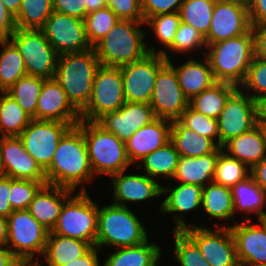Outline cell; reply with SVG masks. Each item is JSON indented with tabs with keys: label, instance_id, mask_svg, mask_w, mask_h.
I'll return each instance as SVG.
<instances>
[{
	"label": "cell",
	"instance_id": "1",
	"mask_svg": "<svg viewBox=\"0 0 266 266\" xmlns=\"http://www.w3.org/2000/svg\"><path fill=\"white\" fill-rule=\"evenodd\" d=\"M47 184L72 189L93 179L82 130L71 127L60 139L51 165L45 170Z\"/></svg>",
	"mask_w": 266,
	"mask_h": 266
},
{
	"label": "cell",
	"instance_id": "2",
	"mask_svg": "<svg viewBox=\"0 0 266 266\" xmlns=\"http://www.w3.org/2000/svg\"><path fill=\"white\" fill-rule=\"evenodd\" d=\"M101 63L94 48L59 55L54 80L66 92L72 106L81 113L92 94L94 77Z\"/></svg>",
	"mask_w": 266,
	"mask_h": 266
},
{
	"label": "cell",
	"instance_id": "3",
	"mask_svg": "<svg viewBox=\"0 0 266 266\" xmlns=\"http://www.w3.org/2000/svg\"><path fill=\"white\" fill-rule=\"evenodd\" d=\"M206 45L210 50L205 57L216 82H227L239 87L255 57L252 30L238 37Z\"/></svg>",
	"mask_w": 266,
	"mask_h": 266
},
{
	"label": "cell",
	"instance_id": "4",
	"mask_svg": "<svg viewBox=\"0 0 266 266\" xmlns=\"http://www.w3.org/2000/svg\"><path fill=\"white\" fill-rule=\"evenodd\" d=\"M145 22L121 20L93 48L103 66L120 67L143 58L147 53H156L147 47L141 30Z\"/></svg>",
	"mask_w": 266,
	"mask_h": 266
},
{
	"label": "cell",
	"instance_id": "5",
	"mask_svg": "<svg viewBox=\"0 0 266 266\" xmlns=\"http://www.w3.org/2000/svg\"><path fill=\"white\" fill-rule=\"evenodd\" d=\"M82 130L93 174L113 175L125 171L130 164L125 142L106 131L96 121L81 120Z\"/></svg>",
	"mask_w": 266,
	"mask_h": 266
},
{
	"label": "cell",
	"instance_id": "6",
	"mask_svg": "<svg viewBox=\"0 0 266 266\" xmlns=\"http://www.w3.org/2000/svg\"><path fill=\"white\" fill-rule=\"evenodd\" d=\"M148 240L147 232L132 210L116 204L99 208L95 246L129 247Z\"/></svg>",
	"mask_w": 266,
	"mask_h": 266
},
{
	"label": "cell",
	"instance_id": "7",
	"mask_svg": "<svg viewBox=\"0 0 266 266\" xmlns=\"http://www.w3.org/2000/svg\"><path fill=\"white\" fill-rule=\"evenodd\" d=\"M84 186V184L81 186L76 196H71L64 203L58 221L51 232L95 246L99 206L91 200Z\"/></svg>",
	"mask_w": 266,
	"mask_h": 266
},
{
	"label": "cell",
	"instance_id": "8",
	"mask_svg": "<svg viewBox=\"0 0 266 266\" xmlns=\"http://www.w3.org/2000/svg\"><path fill=\"white\" fill-rule=\"evenodd\" d=\"M9 38L23 57L27 75L54 79L59 54L42 30L16 28Z\"/></svg>",
	"mask_w": 266,
	"mask_h": 266
},
{
	"label": "cell",
	"instance_id": "9",
	"mask_svg": "<svg viewBox=\"0 0 266 266\" xmlns=\"http://www.w3.org/2000/svg\"><path fill=\"white\" fill-rule=\"evenodd\" d=\"M125 102L120 67L100 65L94 77L91 97L80 118L97 121L104 114L119 110Z\"/></svg>",
	"mask_w": 266,
	"mask_h": 266
},
{
	"label": "cell",
	"instance_id": "10",
	"mask_svg": "<svg viewBox=\"0 0 266 266\" xmlns=\"http://www.w3.org/2000/svg\"><path fill=\"white\" fill-rule=\"evenodd\" d=\"M7 219V245L17 259H36V253H44L50 231L27 209L14 210Z\"/></svg>",
	"mask_w": 266,
	"mask_h": 266
},
{
	"label": "cell",
	"instance_id": "11",
	"mask_svg": "<svg viewBox=\"0 0 266 266\" xmlns=\"http://www.w3.org/2000/svg\"><path fill=\"white\" fill-rule=\"evenodd\" d=\"M168 61L159 69L151 96L150 105L157 118L178 120L189 106V100L182 91L176 72L165 49L157 51Z\"/></svg>",
	"mask_w": 266,
	"mask_h": 266
},
{
	"label": "cell",
	"instance_id": "12",
	"mask_svg": "<svg viewBox=\"0 0 266 266\" xmlns=\"http://www.w3.org/2000/svg\"><path fill=\"white\" fill-rule=\"evenodd\" d=\"M238 87L218 117L219 147L249 131L259 122V103Z\"/></svg>",
	"mask_w": 266,
	"mask_h": 266
},
{
	"label": "cell",
	"instance_id": "13",
	"mask_svg": "<svg viewBox=\"0 0 266 266\" xmlns=\"http://www.w3.org/2000/svg\"><path fill=\"white\" fill-rule=\"evenodd\" d=\"M71 127L61 121L32 119L19 138L26 152L45 171L51 165L60 139Z\"/></svg>",
	"mask_w": 266,
	"mask_h": 266
},
{
	"label": "cell",
	"instance_id": "14",
	"mask_svg": "<svg viewBox=\"0 0 266 266\" xmlns=\"http://www.w3.org/2000/svg\"><path fill=\"white\" fill-rule=\"evenodd\" d=\"M168 60L160 53L120 66L126 102L149 104L157 73Z\"/></svg>",
	"mask_w": 266,
	"mask_h": 266
},
{
	"label": "cell",
	"instance_id": "15",
	"mask_svg": "<svg viewBox=\"0 0 266 266\" xmlns=\"http://www.w3.org/2000/svg\"><path fill=\"white\" fill-rule=\"evenodd\" d=\"M188 226L183 231L198 245L211 266H240L230 227L217 226V231L205 226Z\"/></svg>",
	"mask_w": 266,
	"mask_h": 266
},
{
	"label": "cell",
	"instance_id": "16",
	"mask_svg": "<svg viewBox=\"0 0 266 266\" xmlns=\"http://www.w3.org/2000/svg\"><path fill=\"white\" fill-rule=\"evenodd\" d=\"M41 30L59 55L92 48L87 40L83 19L54 11Z\"/></svg>",
	"mask_w": 266,
	"mask_h": 266
},
{
	"label": "cell",
	"instance_id": "17",
	"mask_svg": "<svg viewBox=\"0 0 266 266\" xmlns=\"http://www.w3.org/2000/svg\"><path fill=\"white\" fill-rule=\"evenodd\" d=\"M0 165L7 177L47 182L45 171L26 152L19 136L0 137Z\"/></svg>",
	"mask_w": 266,
	"mask_h": 266
},
{
	"label": "cell",
	"instance_id": "18",
	"mask_svg": "<svg viewBox=\"0 0 266 266\" xmlns=\"http://www.w3.org/2000/svg\"><path fill=\"white\" fill-rule=\"evenodd\" d=\"M251 29L247 6L216 0L206 44L241 36Z\"/></svg>",
	"mask_w": 266,
	"mask_h": 266
},
{
	"label": "cell",
	"instance_id": "19",
	"mask_svg": "<svg viewBox=\"0 0 266 266\" xmlns=\"http://www.w3.org/2000/svg\"><path fill=\"white\" fill-rule=\"evenodd\" d=\"M155 119L157 117L150 104L125 102L119 110L104 114L96 122L126 142L138 129Z\"/></svg>",
	"mask_w": 266,
	"mask_h": 266
},
{
	"label": "cell",
	"instance_id": "20",
	"mask_svg": "<svg viewBox=\"0 0 266 266\" xmlns=\"http://www.w3.org/2000/svg\"><path fill=\"white\" fill-rule=\"evenodd\" d=\"M36 120H56L69 123L73 127L81 118L61 85L54 79H46L37 102Z\"/></svg>",
	"mask_w": 266,
	"mask_h": 266
},
{
	"label": "cell",
	"instance_id": "21",
	"mask_svg": "<svg viewBox=\"0 0 266 266\" xmlns=\"http://www.w3.org/2000/svg\"><path fill=\"white\" fill-rule=\"evenodd\" d=\"M234 238L238 262L254 266L266 263V231L261 224L250 223V219L229 226ZM249 264V265H248Z\"/></svg>",
	"mask_w": 266,
	"mask_h": 266
},
{
	"label": "cell",
	"instance_id": "22",
	"mask_svg": "<svg viewBox=\"0 0 266 266\" xmlns=\"http://www.w3.org/2000/svg\"><path fill=\"white\" fill-rule=\"evenodd\" d=\"M172 121L157 118L152 123L138 129L126 142V152L130 162L141 160L170 141ZM140 160V161H139Z\"/></svg>",
	"mask_w": 266,
	"mask_h": 266
},
{
	"label": "cell",
	"instance_id": "23",
	"mask_svg": "<svg viewBox=\"0 0 266 266\" xmlns=\"http://www.w3.org/2000/svg\"><path fill=\"white\" fill-rule=\"evenodd\" d=\"M124 171L111 175L114 188L113 204L127 206L126 201H145L162 194V187L155 179L141 174L123 175Z\"/></svg>",
	"mask_w": 266,
	"mask_h": 266
},
{
	"label": "cell",
	"instance_id": "24",
	"mask_svg": "<svg viewBox=\"0 0 266 266\" xmlns=\"http://www.w3.org/2000/svg\"><path fill=\"white\" fill-rule=\"evenodd\" d=\"M72 192L74 190L66 187L46 184L35 195L27 210L36 221L52 231L66 202L65 199L68 200Z\"/></svg>",
	"mask_w": 266,
	"mask_h": 266
},
{
	"label": "cell",
	"instance_id": "25",
	"mask_svg": "<svg viewBox=\"0 0 266 266\" xmlns=\"http://www.w3.org/2000/svg\"><path fill=\"white\" fill-rule=\"evenodd\" d=\"M222 149L229 156L245 163L250 169L266 157L265 128L258 122L249 131L231 138Z\"/></svg>",
	"mask_w": 266,
	"mask_h": 266
},
{
	"label": "cell",
	"instance_id": "26",
	"mask_svg": "<svg viewBox=\"0 0 266 266\" xmlns=\"http://www.w3.org/2000/svg\"><path fill=\"white\" fill-rule=\"evenodd\" d=\"M168 194L160 206L163 213L179 212L180 215L174 217L175 228L173 230L182 231L188 227L182 220L181 213L192 211L202 205L203 187L194 184L180 183L175 188L162 187V195Z\"/></svg>",
	"mask_w": 266,
	"mask_h": 266
},
{
	"label": "cell",
	"instance_id": "27",
	"mask_svg": "<svg viewBox=\"0 0 266 266\" xmlns=\"http://www.w3.org/2000/svg\"><path fill=\"white\" fill-rule=\"evenodd\" d=\"M170 141L180 157L196 158L214 153L219 148L216 141L185 127L179 120L172 121Z\"/></svg>",
	"mask_w": 266,
	"mask_h": 266
},
{
	"label": "cell",
	"instance_id": "28",
	"mask_svg": "<svg viewBox=\"0 0 266 266\" xmlns=\"http://www.w3.org/2000/svg\"><path fill=\"white\" fill-rule=\"evenodd\" d=\"M204 63L190 58L181 66L173 65L179 85L189 101L216 83L207 58Z\"/></svg>",
	"mask_w": 266,
	"mask_h": 266
},
{
	"label": "cell",
	"instance_id": "29",
	"mask_svg": "<svg viewBox=\"0 0 266 266\" xmlns=\"http://www.w3.org/2000/svg\"><path fill=\"white\" fill-rule=\"evenodd\" d=\"M217 159L218 149L196 158L180 157L173 178L183 184L204 187L205 183L213 181Z\"/></svg>",
	"mask_w": 266,
	"mask_h": 266
},
{
	"label": "cell",
	"instance_id": "30",
	"mask_svg": "<svg viewBox=\"0 0 266 266\" xmlns=\"http://www.w3.org/2000/svg\"><path fill=\"white\" fill-rule=\"evenodd\" d=\"M91 247L88 242L50 231L43 255L48 266H62L81 257Z\"/></svg>",
	"mask_w": 266,
	"mask_h": 266
},
{
	"label": "cell",
	"instance_id": "31",
	"mask_svg": "<svg viewBox=\"0 0 266 266\" xmlns=\"http://www.w3.org/2000/svg\"><path fill=\"white\" fill-rule=\"evenodd\" d=\"M148 242L118 248L108 256L103 266H158L161 248L154 242Z\"/></svg>",
	"mask_w": 266,
	"mask_h": 266
},
{
	"label": "cell",
	"instance_id": "32",
	"mask_svg": "<svg viewBox=\"0 0 266 266\" xmlns=\"http://www.w3.org/2000/svg\"><path fill=\"white\" fill-rule=\"evenodd\" d=\"M236 85L227 82H216L210 88L195 95L189 106L198 113L218 119L229 96L237 89Z\"/></svg>",
	"mask_w": 266,
	"mask_h": 266
},
{
	"label": "cell",
	"instance_id": "33",
	"mask_svg": "<svg viewBox=\"0 0 266 266\" xmlns=\"http://www.w3.org/2000/svg\"><path fill=\"white\" fill-rule=\"evenodd\" d=\"M234 203V212L237 210L246 213H255L258 218L264 215L266 206V192L255 182L250 175L231 188ZM264 208V209H263Z\"/></svg>",
	"mask_w": 266,
	"mask_h": 266
},
{
	"label": "cell",
	"instance_id": "34",
	"mask_svg": "<svg viewBox=\"0 0 266 266\" xmlns=\"http://www.w3.org/2000/svg\"><path fill=\"white\" fill-rule=\"evenodd\" d=\"M209 184V185H208ZM203 187L202 207L209 217L230 220L234 217V203L231 188L209 182Z\"/></svg>",
	"mask_w": 266,
	"mask_h": 266
},
{
	"label": "cell",
	"instance_id": "35",
	"mask_svg": "<svg viewBox=\"0 0 266 266\" xmlns=\"http://www.w3.org/2000/svg\"><path fill=\"white\" fill-rule=\"evenodd\" d=\"M0 45L3 48L0 49V91L6 92L27 75V71L23 57L9 39H2Z\"/></svg>",
	"mask_w": 266,
	"mask_h": 266
},
{
	"label": "cell",
	"instance_id": "36",
	"mask_svg": "<svg viewBox=\"0 0 266 266\" xmlns=\"http://www.w3.org/2000/svg\"><path fill=\"white\" fill-rule=\"evenodd\" d=\"M180 155L174 144L169 141L164 146L158 148L145 156L141 161L143 164L138 167H145L146 175L154 179L156 176L173 178L178 165Z\"/></svg>",
	"mask_w": 266,
	"mask_h": 266
},
{
	"label": "cell",
	"instance_id": "37",
	"mask_svg": "<svg viewBox=\"0 0 266 266\" xmlns=\"http://www.w3.org/2000/svg\"><path fill=\"white\" fill-rule=\"evenodd\" d=\"M0 100V135L3 137L19 136L31 122L29 116L18 103L6 92L1 91Z\"/></svg>",
	"mask_w": 266,
	"mask_h": 266
},
{
	"label": "cell",
	"instance_id": "38",
	"mask_svg": "<svg viewBox=\"0 0 266 266\" xmlns=\"http://www.w3.org/2000/svg\"><path fill=\"white\" fill-rule=\"evenodd\" d=\"M45 80L41 77L25 75L6 91L35 120L37 102Z\"/></svg>",
	"mask_w": 266,
	"mask_h": 266
},
{
	"label": "cell",
	"instance_id": "39",
	"mask_svg": "<svg viewBox=\"0 0 266 266\" xmlns=\"http://www.w3.org/2000/svg\"><path fill=\"white\" fill-rule=\"evenodd\" d=\"M53 12V0H22L15 17L16 28L41 30Z\"/></svg>",
	"mask_w": 266,
	"mask_h": 266
},
{
	"label": "cell",
	"instance_id": "40",
	"mask_svg": "<svg viewBox=\"0 0 266 266\" xmlns=\"http://www.w3.org/2000/svg\"><path fill=\"white\" fill-rule=\"evenodd\" d=\"M216 0H184L179 9L181 22L196 29L205 38L208 35Z\"/></svg>",
	"mask_w": 266,
	"mask_h": 266
},
{
	"label": "cell",
	"instance_id": "41",
	"mask_svg": "<svg viewBox=\"0 0 266 266\" xmlns=\"http://www.w3.org/2000/svg\"><path fill=\"white\" fill-rule=\"evenodd\" d=\"M250 170L245 163L229 156L221 147L218 148V159L213 177L215 183L232 188L249 177Z\"/></svg>",
	"mask_w": 266,
	"mask_h": 266
},
{
	"label": "cell",
	"instance_id": "42",
	"mask_svg": "<svg viewBox=\"0 0 266 266\" xmlns=\"http://www.w3.org/2000/svg\"><path fill=\"white\" fill-rule=\"evenodd\" d=\"M119 21L116 14L108 7L89 12L84 18L87 40L94 47Z\"/></svg>",
	"mask_w": 266,
	"mask_h": 266
},
{
	"label": "cell",
	"instance_id": "43",
	"mask_svg": "<svg viewBox=\"0 0 266 266\" xmlns=\"http://www.w3.org/2000/svg\"><path fill=\"white\" fill-rule=\"evenodd\" d=\"M175 235L174 256L181 266H211L204 259L198 245L182 230H173Z\"/></svg>",
	"mask_w": 266,
	"mask_h": 266
},
{
	"label": "cell",
	"instance_id": "44",
	"mask_svg": "<svg viewBox=\"0 0 266 266\" xmlns=\"http://www.w3.org/2000/svg\"><path fill=\"white\" fill-rule=\"evenodd\" d=\"M185 127L192 129L196 133L203 135L213 141L217 137V145L219 146L218 120L207 117L196 112L188 106L181 117L178 119ZM215 138V139H214Z\"/></svg>",
	"mask_w": 266,
	"mask_h": 266
},
{
	"label": "cell",
	"instance_id": "45",
	"mask_svg": "<svg viewBox=\"0 0 266 266\" xmlns=\"http://www.w3.org/2000/svg\"><path fill=\"white\" fill-rule=\"evenodd\" d=\"M47 182L11 178L9 202L13 210L27 209L38 191Z\"/></svg>",
	"mask_w": 266,
	"mask_h": 266
},
{
	"label": "cell",
	"instance_id": "46",
	"mask_svg": "<svg viewBox=\"0 0 266 266\" xmlns=\"http://www.w3.org/2000/svg\"><path fill=\"white\" fill-rule=\"evenodd\" d=\"M246 90H252L255 94L249 95L258 103L266 99V59L254 57L248 68L246 77L240 85Z\"/></svg>",
	"mask_w": 266,
	"mask_h": 266
},
{
	"label": "cell",
	"instance_id": "47",
	"mask_svg": "<svg viewBox=\"0 0 266 266\" xmlns=\"http://www.w3.org/2000/svg\"><path fill=\"white\" fill-rule=\"evenodd\" d=\"M180 23L179 12L158 14L145 21L154 30L156 39L167 48L172 44Z\"/></svg>",
	"mask_w": 266,
	"mask_h": 266
},
{
	"label": "cell",
	"instance_id": "48",
	"mask_svg": "<svg viewBox=\"0 0 266 266\" xmlns=\"http://www.w3.org/2000/svg\"><path fill=\"white\" fill-rule=\"evenodd\" d=\"M202 46H205V48L207 46L203 35L192 26L181 22L175 34L174 40L168 49L175 52L178 51L179 53H186L192 49H200Z\"/></svg>",
	"mask_w": 266,
	"mask_h": 266
},
{
	"label": "cell",
	"instance_id": "49",
	"mask_svg": "<svg viewBox=\"0 0 266 266\" xmlns=\"http://www.w3.org/2000/svg\"><path fill=\"white\" fill-rule=\"evenodd\" d=\"M107 6L121 20L144 22L141 0H107Z\"/></svg>",
	"mask_w": 266,
	"mask_h": 266
},
{
	"label": "cell",
	"instance_id": "50",
	"mask_svg": "<svg viewBox=\"0 0 266 266\" xmlns=\"http://www.w3.org/2000/svg\"><path fill=\"white\" fill-rule=\"evenodd\" d=\"M184 0H141L144 22L158 14L179 12Z\"/></svg>",
	"mask_w": 266,
	"mask_h": 266
},
{
	"label": "cell",
	"instance_id": "51",
	"mask_svg": "<svg viewBox=\"0 0 266 266\" xmlns=\"http://www.w3.org/2000/svg\"><path fill=\"white\" fill-rule=\"evenodd\" d=\"M53 10L83 20L86 17L85 0H53Z\"/></svg>",
	"mask_w": 266,
	"mask_h": 266
},
{
	"label": "cell",
	"instance_id": "52",
	"mask_svg": "<svg viewBox=\"0 0 266 266\" xmlns=\"http://www.w3.org/2000/svg\"><path fill=\"white\" fill-rule=\"evenodd\" d=\"M16 30L15 17L6 10L0 0V38L9 39Z\"/></svg>",
	"mask_w": 266,
	"mask_h": 266
},
{
	"label": "cell",
	"instance_id": "53",
	"mask_svg": "<svg viewBox=\"0 0 266 266\" xmlns=\"http://www.w3.org/2000/svg\"><path fill=\"white\" fill-rule=\"evenodd\" d=\"M11 191V177L3 176L0 179V215L8 217L14 210L9 202Z\"/></svg>",
	"mask_w": 266,
	"mask_h": 266
},
{
	"label": "cell",
	"instance_id": "54",
	"mask_svg": "<svg viewBox=\"0 0 266 266\" xmlns=\"http://www.w3.org/2000/svg\"><path fill=\"white\" fill-rule=\"evenodd\" d=\"M247 8L251 25L266 24V0H250Z\"/></svg>",
	"mask_w": 266,
	"mask_h": 266
},
{
	"label": "cell",
	"instance_id": "55",
	"mask_svg": "<svg viewBox=\"0 0 266 266\" xmlns=\"http://www.w3.org/2000/svg\"><path fill=\"white\" fill-rule=\"evenodd\" d=\"M254 36L255 57L266 59V24L251 25Z\"/></svg>",
	"mask_w": 266,
	"mask_h": 266
},
{
	"label": "cell",
	"instance_id": "56",
	"mask_svg": "<svg viewBox=\"0 0 266 266\" xmlns=\"http://www.w3.org/2000/svg\"><path fill=\"white\" fill-rule=\"evenodd\" d=\"M97 250H99L96 246H92L85 254L81 257L65 264L62 266H100L98 261Z\"/></svg>",
	"mask_w": 266,
	"mask_h": 266
},
{
	"label": "cell",
	"instance_id": "57",
	"mask_svg": "<svg viewBox=\"0 0 266 266\" xmlns=\"http://www.w3.org/2000/svg\"><path fill=\"white\" fill-rule=\"evenodd\" d=\"M250 171L255 182L266 192V157L254 165Z\"/></svg>",
	"mask_w": 266,
	"mask_h": 266
},
{
	"label": "cell",
	"instance_id": "58",
	"mask_svg": "<svg viewBox=\"0 0 266 266\" xmlns=\"http://www.w3.org/2000/svg\"><path fill=\"white\" fill-rule=\"evenodd\" d=\"M17 258L12 254L11 250L0 246V266H11Z\"/></svg>",
	"mask_w": 266,
	"mask_h": 266
},
{
	"label": "cell",
	"instance_id": "59",
	"mask_svg": "<svg viewBox=\"0 0 266 266\" xmlns=\"http://www.w3.org/2000/svg\"><path fill=\"white\" fill-rule=\"evenodd\" d=\"M8 242V219L0 215V246H7Z\"/></svg>",
	"mask_w": 266,
	"mask_h": 266
},
{
	"label": "cell",
	"instance_id": "60",
	"mask_svg": "<svg viewBox=\"0 0 266 266\" xmlns=\"http://www.w3.org/2000/svg\"><path fill=\"white\" fill-rule=\"evenodd\" d=\"M107 6V0H85L86 15Z\"/></svg>",
	"mask_w": 266,
	"mask_h": 266
},
{
	"label": "cell",
	"instance_id": "61",
	"mask_svg": "<svg viewBox=\"0 0 266 266\" xmlns=\"http://www.w3.org/2000/svg\"><path fill=\"white\" fill-rule=\"evenodd\" d=\"M6 10L16 17L22 0H2Z\"/></svg>",
	"mask_w": 266,
	"mask_h": 266
},
{
	"label": "cell",
	"instance_id": "62",
	"mask_svg": "<svg viewBox=\"0 0 266 266\" xmlns=\"http://www.w3.org/2000/svg\"><path fill=\"white\" fill-rule=\"evenodd\" d=\"M259 122L266 128V99L259 103Z\"/></svg>",
	"mask_w": 266,
	"mask_h": 266
},
{
	"label": "cell",
	"instance_id": "63",
	"mask_svg": "<svg viewBox=\"0 0 266 266\" xmlns=\"http://www.w3.org/2000/svg\"><path fill=\"white\" fill-rule=\"evenodd\" d=\"M35 259H17L11 266H43Z\"/></svg>",
	"mask_w": 266,
	"mask_h": 266
},
{
	"label": "cell",
	"instance_id": "64",
	"mask_svg": "<svg viewBox=\"0 0 266 266\" xmlns=\"http://www.w3.org/2000/svg\"><path fill=\"white\" fill-rule=\"evenodd\" d=\"M218 1L237 3V4H240V5L248 7L250 0H218Z\"/></svg>",
	"mask_w": 266,
	"mask_h": 266
},
{
	"label": "cell",
	"instance_id": "65",
	"mask_svg": "<svg viewBox=\"0 0 266 266\" xmlns=\"http://www.w3.org/2000/svg\"><path fill=\"white\" fill-rule=\"evenodd\" d=\"M258 220L262 225V227L264 228V230L266 231V213L262 215L260 218H258Z\"/></svg>",
	"mask_w": 266,
	"mask_h": 266
},
{
	"label": "cell",
	"instance_id": "66",
	"mask_svg": "<svg viewBox=\"0 0 266 266\" xmlns=\"http://www.w3.org/2000/svg\"><path fill=\"white\" fill-rule=\"evenodd\" d=\"M3 176H5V175H4L3 170H2V167H1V165H0V179H1Z\"/></svg>",
	"mask_w": 266,
	"mask_h": 266
},
{
	"label": "cell",
	"instance_id": "67",
	"mask_svg": "<svg viewBox=\"0 0 266 266\" xmlns=\"http://www.w3.org/2000/svg\"><path fill=\"white\" fill-rule=\"evenodd\" d=\"M241 266H244V265H241ZM254 266H266V263L265 264H258V265H254Z\"/></svg>",
	"mask_w": 266,
	"mask_h": 266
}]
</instances>
